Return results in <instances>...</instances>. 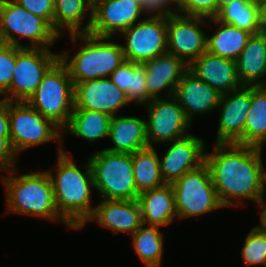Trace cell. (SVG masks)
Segmentation results:
<instances>
[{"instance_id":"cell-1","label":"cell","mask_w":266,"mask_h":267,"mask_svg":"<svg viewBox=\"0 0 266 267\" xmlns=\"http://www.w3.org/2000/svg\"><path fill=\"white\" fill-rule=\"evenodd\" d=\"M262 149L215 143L212 153L205 152V164L223 207H239L245 199L259 206L265 198L266 168L262 162Z\"/></svg>"},{"instance_id":"cell-2","label":"cell","mask_w":266,"mask_h":267,"mask_svg":"<svg viewBox=\"0 0 266 267\" xmlns=\"http://www.w3.org/2000/svg\"><path fill=\"white\" fill-rule=\"evenodd\" d=\"M56 173L47 170L51 179L56 209L59 215L73 228H84L92 216V191L94 181L89 160L84 170L78 168L63 146L57 148ZM92 187V188H91Z\"/></svg>"},{"instance_id":"cell-3","label":"cell","mask_w":266,"mask_h":267,"mask_svg":"<svg viewBox=\"0 0 266 267\" xmlns=\"http://www.w3.org/2000/svg\"><path fill=\"white\" fill-rule=\"evenodd\" d=\"M16 166L2 176L5 185L6 206L8 213L30 215L50 221H60L73 229L58 213L53 187L47 170L35 171L15 176Z\"/></svg>"},{"instance_id":"cell-4","label":"cell","mask_w":266,"mask_h":267,"mask_svg":"<svg viewBox=\"0 0 266 267\" xmlns=\"http://www.w3.org/2000/svg\"><path fill=\"white\" fill-rule=\"evenodd\" d=\"M70 38L76 46L79 40L84 43L74 56L67 50L59 53V59L67 67L74 85L110 77L111 73L125 61L122 45L113 42L111 40L113 37H101L85 32L70 34Z\"/></svg>"},{"instance_id":"cell-5","label":"cell","mask_w":266,"mask_h":267,"mask_svg":"<svg viewBox=\"0 0 266 267\" xmlns=\"http://www.w3.org/2000/svg\"><path fill=\"white\" fill-rule=\"evenodd\" d=\"M26 102L61 130L68 125L74 110V84L60 59L48 69Z\"/></svg>"},{"instance_id":"cell-6","label":"cell","mask_w":266,"mask_h":267,"mask_svg":"<svg viewBox=\"0 0 266 267\" xmlns=\"http://www.w3.org/2000/svg\"><path fill=\"white\" fill-rule=\"evenodd\" d=\"M88 160L99 199H137L139 193L135 187L131 154L102 149L90 155Z\"/></svg>"},{"instance_id":"cell-7","label":"cell","mask_w":266,"mask_h":267,"mask_svg":"<svg viewBox=\"0 0 266 267\" xmlns=\"http://www.w3.org/2000/svg\"><path fill=\"white\" fill-rule=\"evenodd\" d=\"M0 34L4 44L21 48L50 49L60 37L45 19L13 0H0ZM23 38L29 44L20 43Z\"/></svg>"},{"instance_id":"cell-8","label":"cell","mask_w":266,"mask_h":267,"mask_svg":"<svg viewBox=\"0 0 266 267\" xmlns=\"http://www.w3.org/2000/svg\"><path fill=\"white\" fill-rule=\"evenodd\" d=\"M8 114L10 143L17 157L24 150L52 140L58 141V146L64 144L62 130L26 101H8Z\"/></svg>"},{"instance_id":"cell-9","label":"cell","mask_w":266,"mask_h":267,"mask_svg":"<svg viewBox=\"0 0 266 267\" xmlns=\"http://www.w3.org/2000/svg\"><path fill=\"white\" fill-rule=\"evenodd\" d=\"M179 219L201 216L224 208L213 186L209 168L204 163L186 172L171 184Z\"/></svg>"},{"instance_id":"cell-10","label":"cell","mask_w":266,"mask_h":267,"mask_svg":"<svg viewBox=\"0 0 266 267\" xmlns=\"http://www.w3.org/2000/svg\"><path fill=\"white\" fill-rule=\"evenodd\" d=\"M58 59L59 53H53L50 49L16 46L13 78L2 99L27 101L36 91L45 73Z\"/></svg>"},{"instance_id":"cell-11","label":"cell","mask_w":266,"mask_h":267,"mask_svg":"<svg viewBox=\"0 0 266 267\" xmlns=\"http://www.w3.org/2000/svg\"><path fill=\"white\" fill-rule=\"evenodd\" d=\"M144 108L148 115L146 136L149 147L190 135L188 130L192 123L174 96L151 99Z\"/></svg>"},{"instance_id":"cell-12","label":"cell","mask_w":266,"mask_h":267,"mask_svg":"<svg viewBox=\"0 0 266 267\" xmlns=\"http://www.w3.org/2000/svg\"><path fill=\"white\" fill-rule=\"evenodd\" d=\"M121 34L126 39L122 45L126 61L142 64L167 53L166 18L141 19Z\"/></svg>"},{"instance_id":"cell-13","label":"cell","mask_w":266,"mask_h":267,"mask_svg":"<svg viewBox=\"0 0 266 267\" xmlns=\"http://www.w3.org/2000/svg\"><path fill=\"white\" fill-rule=\"evenodd\" d=\"M206 20L204 17L179 13L166 18L167 53L182 59L189 66L206 52L207 34L202 29Z\"/></svg>"},{"instance_id":"cell-14","label":"cell","mask_w":266,"mask_h":267,"mask_svg":"<svg viewBox=\"0 0 266 267\" xmlns=\"http://www.w3.org/2000/svg\"><path fill=\"white\" fill-rule=\"evenodd\" d=\"M142 13L141 5L132 0H92V22L88 33L101 37L121 35L138 23Z\"/></svg>"},{"instance_id":"cell-15","label":"cell","mask_w":266,"mask_h":267,"mask_svg":"<svg viewBox=\"0 0 266 267\" xmlns=\"http://www.w3.org/2000/svg\"><path fill=\"white\" fill-rule=\"evenodd\" d=\"M129 102L110 77L92 79L74 85V110H92L116 116Z\"/></svg>"},{"instance_id":"cell-16","label":"cell","mask_w":266,"mask_h":267,"mask_svg":"<svg viewBox=\"0 0 266 267\" xmlns=\"http://www.w3.org/2000/svg\"><path fill=\"white\" fill-rule=\"evenodd\" d=\"M251 108V86L222 94L216 110H220L215 143L243 145L246 117Z\"/></svg>"},{"instance_id":"cell-17","label":"cell","mask_w":266,"mask_h":267,"mask_svg":"<svg viewBox=\"0 0 266 267\" xmlns=\"http://www.w3.org/2000/svg\"><path fill=\"white\" fill-rule=\"evenodd\" d=\"M202 138L190 134L172 141L159 159L160 172L165 184H172L186 172L199 168L205 163V143Z\"/></svg>"},{"instance_id":"cell-18","label":"cell","mask_w":266,"mask_h":267,"mask_svg":"<svg viewBox=\"0 0 266 267\" xmlns=\"http://www.w3.org/2000/svg\"><path fill=\"white\" fill-rule=\"evenodd\" d=\"M146 74V88L152 98H161V91L165 97L174 96L176 87L189 66L178 57L169 53L157 56L142 63Z\"/></svg>"},{"instance_id":"cell-19","label":"cell","mask_w":266,"mask_h":267,"mask_svg":"<svg viewBox=\"0 0 266 267\" xmlns=\"http://www.w3.org/2000/svg\"><path fill=\"white\" fill-rule=\"evenodd\" d=\"M92 216L87 220L110 229L114 234L123 232L133 235L143 224L140 206L135 200L100 199Z\"/></svg>"},{"instance_id":"cell-20","label":"cell","mask_w":266,"mask_h":267,"mask_svg":"<svg viewBox=\"0 0 266 267\" xmlns=\"http://www.w3.org/2000/svg\"><path fill=\"white\" fill-rule=\"evenodd\" d=\"M188 70L221 95L243 87L237 75L236 61L208 51L194 60Z\"/></svg>"},{"instance_id":"cell-21","label":"cell","mask_w":266,"mask_h":267,"mask_svg":"<svg viewBox=\"0 0 266 267\" xmlns=\"http://www.w3.org/2000/svg\"><path fill=\"white\" fill-rule=\"evenodd\" d=\"M174 97L192 123L193 116L215 111L221 94L188 70L178 83Z\"/></svg>"},{"instance_id":"cell-22","label":"cell","mask_w":266,"mask_h":267,"mask_svg":"<svg viewBox=\"0 0 266 267\" xmlns=\"http://www.w3.org/2000/svg\"><path fill=\"white\" fill-rule=\"evenodd\" d=\"M235 61L242 86H265L266 32L251 35Z\"/></svg>"},{"instance_id":"cell-23","label":"cell","mask_w":266,"mask_h":267,"mask_svg":"<svg viewBox=\"0 0 266 267\" xmlns=\"http://www.w3.org/2000/svg\"><path fill=\"white\" fill-rule=\"evenodd\" d=\"M108 137L113 143V147L104 148L105 150L133 154L148 147L146 120L134 116H112L109 122Z\"/></svg>"},{"instance_id":"cell-24","label":"cell","mask_w":266,"mask_h":267,"mask_svg":"<svg viewBox=\"0 0 266 267\" xmlns=\"http://www.w3.org/2000/svg\"><path fill=\"white\" fill-rule=\"evenodd\" d=\"M142 222L148 226H168L178 218L171 184L140 193L137 197Z\"/></svg>"},{"instance_id":"cell-25","label":"cell","mask_w":266,"mask_h":267,"mask_svg":"<svg viewBox=\"0 0 266 267\" xmlns=\"http://www.w3.org/2000/svg\"><path fill=\"white\" fill-rule=\"evenodd\" d=\"M91 22L92 0H54V30L60 37L64 35L62 30L69 34L89 32Z\"/></svg>"},{"instance_id":"cell-26","label":"cell","mask_w":266,"mask_h":267,"mask_svg":"<svg viewBox=\"0 0 266 267\" xmlns=\"http://www.w3.org/2000/svg\"><path fill=\"white\" fill-rule=\"evenodd\" d=\"M209 20L219 26L213 35L207 36V51L235 61L252 34L233 25L223 23L216 17L209 18Z\"/></svg>"},{"instance_id":"cell-27","label":"cell","mask_w":266,"mask_h":267,"mask_svg":"<svg viewBox=\"0 0 266 267\" xmlns=\"http://www.w3.org/2000/svg\"><path fill=\"white\" fill-rule=\"evenodd\" d=\"M110 79L126 93L129 103L144 106L152 99L147 92L145 68L142 64L125 60L111 73Z\"/></svg>"},{"instance_id":"cell-28","label":"cell","mask_w":266,"mask_h":267,"mask_svg":"<svg viewBox=\"0 0 266 267\" xmlns=\"http://www.w3.org/2000/svg\"><path fill=\"white\" fill-rule=\"evenodd\" d=\"M266 142V85L251 86V108L246 117L243 145L262 148Z\"/></svg>"},{"instance_id":"cell-29","label":"cell","mask_w":266,"mask_h":267,"mask_svg":"<svg viewBox=\"0 0 266 267\" xmlns=\"http://www.w3.org/2000/svg\"><path fill=\"white\" fill-rule=\"evenodd\" d=\"M111 116L92 110H73L68 125L62 130L79 138L94 143L101 138H108Z\"/></svg>"},{"instance_id":"cell-30","label":"cell","mask_w":266,"mask_h":267,"mask_svg":"<svg viewBox=\"0 0 266 267\" xmlns=\"http://www.w3.org/2000/svg\"><path fill=\"white\" fill-rule=\"evenodd\" d=\"M131 158L135 187L139 194L165 185L160 172V157L154 146L136 151Z\"/></svg>"},{"instance_id":"cell-31","label":"cell","mask_w":266,"mask_h":267,"mask_svg":"<svg viewBox=\"0 0 266 267\" xmlns=\"http://www.w3.org/2000/svg\"><path fill=\"white\" fill-rule=\"evenodd\" d=\"M216 18L252 35L262 32L260 6L252 0H233L219 10Z\"/></svg>"},{"instance_id":"cell-32","label":"cell","mask_w":266,"mask_h":267,"mask_svg":"<svg viewBox=\"0 0 266 267\" xmlns=\"http://www.w3.org/2000/svg\"><path fill=\"white\" fill-rule=\"evenodd\" d=\"M132 236V247L145 267H161L164 236L157 226L141 227Z\"/></svg>"},{"instance_id":"cell-33","label":"cell","mask_w":266,"mask_h":267,"mask_svg":"<svg viewBox=\"0 0 266 267\" xmlns=\"http://www.w3.org/2000/svg\"><path fill=\"white\" fill-rule=\"evenodd\" d=\"M240 254L245 267L258 264L266 266V229L260 225L251 228Z\"/></svg>"},{"instance_id":"cell-34","label":"cell","mask_w":266,"mask_h":267,"mask_svg":"<svg viewBox=\"0 0 266 267\" xmlns=\"http://www.w3.org/2000/svg\"><path fill=\"white\" fill-rule=\"evenodd\" d=\"M176 12L182 15L215 18L217 0H176Z\"/></svg>"},{"instance_id":"cell-35","label":"cell","mask_w":266,"mask_h":267,"mask_svg":"<svg viewBox=\"0 0 266 267\" xmlns=\"http://www.w3.org/2000/svg\"><path fill=\"white\" fill-rule=\"evenodd\" d=\"M16 64V46L3 44L0 47V96L9 89Z\"/></svg>"},{"instance_id":"cell-36","label":"cell","mask_w":266,"mask_h":267,"mask_svg":"<svg viewBox=\"0 0 266 267\" xmlns=\"http://www.w3.org/2000/svg\"><path fill=\"white\" fill-rule=\"evenodd\" d=\"M30 13L45 19L54 29V0H13Z\"/></svg>"},{"instance_id":"cell-37","label":"cell","mask_w":266,"mask_h":267,"mask_svg":"<svg viewBox=\"0 0 266 267\" xmlns=\"http://www.w3.org/2000/svg\"><path fill=\"white\" fill-rule=\"evenodd\" d=\"M173 6L175 8L176 0H143L141 9L146 16L168 18L176 13Z\"/></svg>"},{"instance_id":"cell-38","label":"cell","mask_w":266,"mask_h":267,"mask_svg":"<svg viewBox=\"0 0 266 267\" xmlns=\"http://www.w3.org/2000/svg\"><path fill=\"white\" fill-rule=\"evenodd\" d=\"M16 153L14 152L10 136H0V170L9 171L16 166Z\"/></svg>"},{"instance_id":"cell-39","label":"cell","mask_w":266,"mask_h":267,"mask_svg":"<svg viewBox=\"0 0 266 267\" xmlns=\"http://www.w3.org/2000/svg\"><path fill=\"white\" fill-rule=\"evenodd\" d=\"M0 136H10L8 101L0 99Z\"/></svg>"},{"instance_id":"cell-40","label":"cell","mask_w":266,"mask_h":267,"mask_svg":"<svg viewBox=\"0 0 266 267\" xmlns=\"http://www.w3.org/2000/svg\"><path fill=\"white\" fill-rule=\"evenodd\" d=\"M260 6V23L262 32H266V0L259 2Z\"/></svg>"},{"instance_id":"cell-41","label":"cell","mask_w":266,"mask_h":267,"mask_svg":"<svg viewBox=\"0 0 266 267\" xmlns=\"http://www.w3.org/2000/svg\"><path fill=\"white\" fill-rule=\"evenodd\" d=\"M259 208L262 209L260 211V226L266 229V202L264 198L261 200Z\"/></svg>"},{"instance_id":"cell-42","label":"cell","mask_w":266,"mask_h":267,"mask_svg":"<svg viewBox=\"0 0 266 267\" xmlns=\"http://www.w3.org/2000/svg\"><path fill=\"white\" fill-rule=\"evenodd\" d=\"M232 1L233 0H217V14L222 7H224L228 3H231Z\"/></svg>"},{"instance_id":"cell-43","label":"cell","mask_w":266,"mask_h":267,"mask_svg":"<svg viewBox=\"0 0 266 267\" xmlns=\"http://www.w3.org/2000/svg\"><path fill=\"white\" fill-rule=\"evenodd\" d=\"M135 1L136 3H139L140 5H142L143 0H132Z\"/></svg>"},{"instance_id":"cell-44","label":"cell","mask_w":266,"mask_h":267,"mask_svg":"<svg viewBox=\"0 0 266 267\" xmlns=\"http://www.w3.org/2000/svg\"><path fill=\"white\" fill-rule=\"evenodd\" d=\"M4 44L3 40H2V37H1V34H0V47Z\"/></svg>"}]
</instances>
